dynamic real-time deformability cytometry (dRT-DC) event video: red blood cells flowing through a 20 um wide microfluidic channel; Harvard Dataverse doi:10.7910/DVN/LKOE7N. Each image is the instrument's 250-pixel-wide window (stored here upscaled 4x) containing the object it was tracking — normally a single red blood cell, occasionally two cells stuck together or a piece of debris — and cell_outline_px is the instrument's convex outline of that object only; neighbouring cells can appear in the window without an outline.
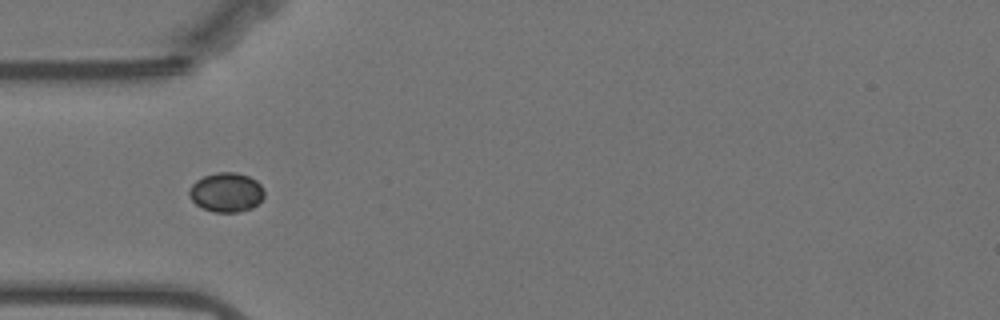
{"species": "Egyptian fruit bat (a non-hibernating species)", "species_latin": "Rousettus aegyptiacus", "temperature_condition": "warm", "stored_images_in_passage": 28, "camera_frame_rate_fps": 3000, "um_per_image_px": 0.085, "animal": {"sex": "female"}, "frame": {"image": 1, "passage_image": 5, "time_ms": 1.333, "image_size_px": [1000, 320], "cell_outline_px": [[264, 196], [252, 208], [240, 212], [216, 212], [204, 208], [196, 204], [188, 196], [188, 192], [192, 184], [196, 180], [204, 176], [216, 172], [236, 172], [248, 176], [256, 180], [264, 188]], "centroid_in_image_um": [19.24, 16.34], "position_along_channel_um": 65.8, "area_um2": 17.22}}
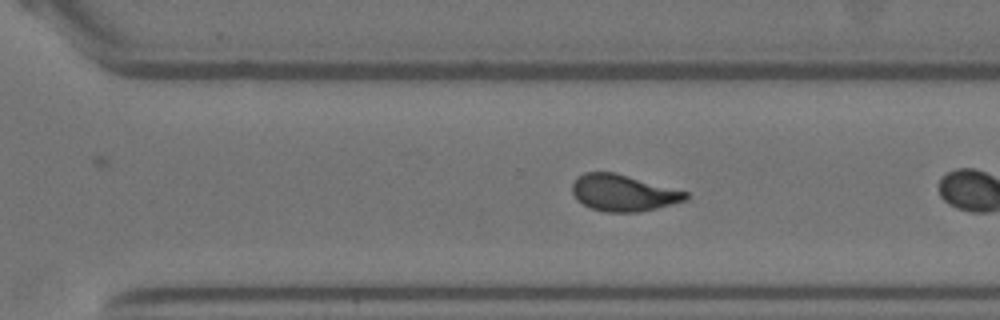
{"frame": {"image": 2, "passage_image": 24, "time_ms": 7.667, "image_size_px": [1000, 320], "cell_outline_px": [[688, 200], [640, 212], [604, 212], [592, 208], [576, 200], [572, 192], [572, 184], [576, 176], [584, 172], [616, 172], [688, 192]], "centroid_in_image_um": [52.96, 16.39], "position_along_channel_um": 317.6, "area_um2": 24.33}}